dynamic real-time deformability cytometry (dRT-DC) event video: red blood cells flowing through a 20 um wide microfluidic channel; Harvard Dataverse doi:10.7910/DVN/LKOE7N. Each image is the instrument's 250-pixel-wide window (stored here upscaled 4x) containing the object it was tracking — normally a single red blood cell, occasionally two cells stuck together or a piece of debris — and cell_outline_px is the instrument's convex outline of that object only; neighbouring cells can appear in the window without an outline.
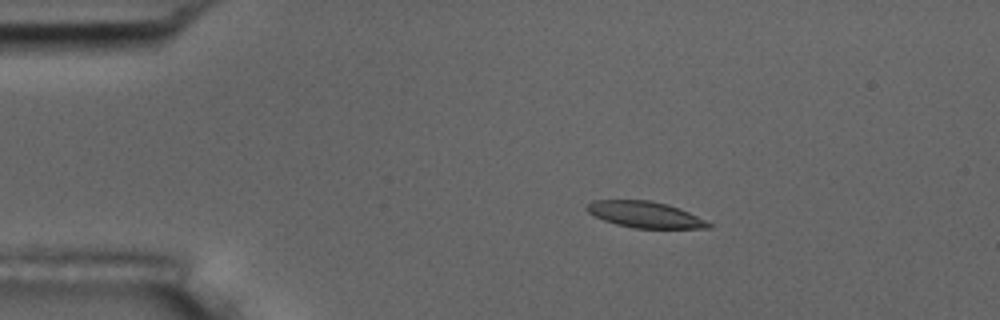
{"species": "common noctule bat (a hibernating species)", "species_latin": "Nyctalus noctula", "temperature_condition": "room temperature", "stored_images_in_passage": 6, "camera_frame_rate_fps": 3000, "um_per_image_px": 0.085, "animal": {"sex": "male", "body_mass_g": 17.5, "forearm_length_mm": 52.3}, "frame": {"image": 1, "passage_image": 3, "time_ms": 3.333, "image_size_px": [1000, 320], "cell_outline_px": [[712, 228], [632, 228], [616, 224], [604, 220], [588, 212], [584, 208], [592, 200], [652, 200], [668, 204], [680, 208], [712, 224]], "centroid_in_image_um": [54.81, 18.23], "position_along_channel_um": 30.2, "area_um2": 18.55}}
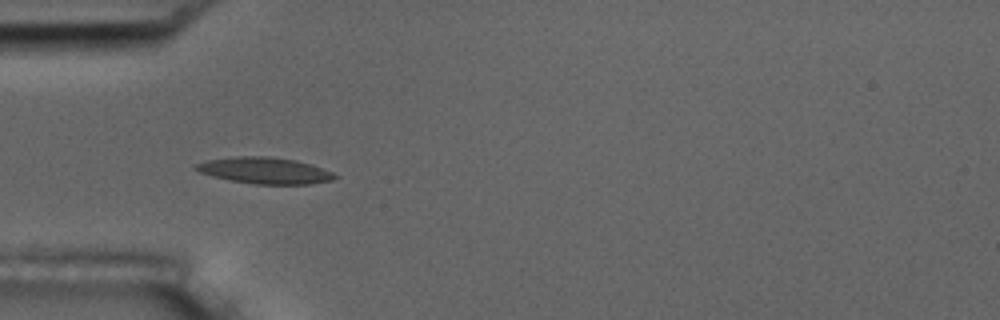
{"frame": {"image": 2, "passage_image": 5, "time_ms": 5.667, "image_size_px": [1000, 320], "cell_outline_px": [[336, 176], [332, 180], [312, 184], [256, 184], [232, 180], [212, 176], [200, 172], [192, 168], [196, 164], [208, 160], [236, 156], [268, 156], [296, 160], [312, 164], [332, 172]], "centroid_in_image_um": [22.51, 14.49], "position_along_channel_um": 62.5, "area_um2": 21.21}}